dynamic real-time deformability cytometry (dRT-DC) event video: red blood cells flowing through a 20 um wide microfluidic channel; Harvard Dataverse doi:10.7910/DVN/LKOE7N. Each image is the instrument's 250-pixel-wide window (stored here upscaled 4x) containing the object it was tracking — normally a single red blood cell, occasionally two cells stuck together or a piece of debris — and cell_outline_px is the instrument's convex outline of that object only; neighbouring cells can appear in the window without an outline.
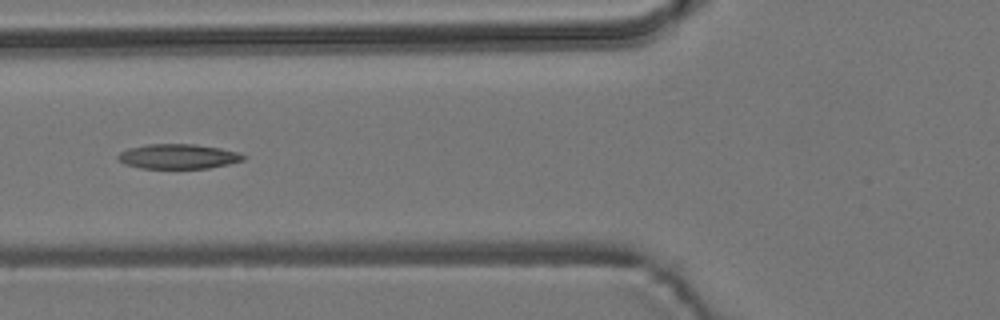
{"species": "common noctule bat (a hibernating species)", "species_latin": "Nyctalus noctula", "temperature_condition": "room temperature", "stored_images_in_passage": 6, "camera_frame_rate_fps": 3000, "um_per_image_px": 0.085, "animal": {"sex": "male", "body_mass_g": 19.2, "forearm_length_mm": 51.8}, "frame": {"image": 1, "passage_image": 5, "time_ms": 5.667, "image_size_px": [1000, 320], "cell_outline_px": [[248, 156], [244, 160], [228, 164], [208, 168], [140, 168], [124, 164], [116, 156], [120, 152], [128, 148], [148, 144], [196, 144], [220, 148], [240, 152]], "centroid_in_image_um": [15.17, 13.29], "position_along_channel_um": 110.6, "area_um2": 18.21}}
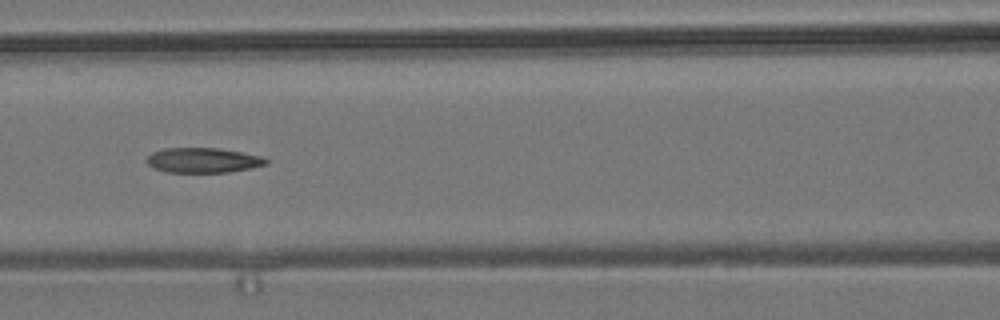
{"frame": {"image": 2, "passage_image": 6, "time_ms": 6.667, "image_size_px": [1000, 320], "cell_outline_px": [[268, 164], [228, 172], [168, 172], [156, 168], [148, 164], [144, 160], [152, 152], [164, 148], [216, 148], [240, 152], [260, 156], [268, 160]], "centroid_in_image_um": [17.22, 13.62], "position_along_channel_um": 149.4, "area_um2": 17.11}}